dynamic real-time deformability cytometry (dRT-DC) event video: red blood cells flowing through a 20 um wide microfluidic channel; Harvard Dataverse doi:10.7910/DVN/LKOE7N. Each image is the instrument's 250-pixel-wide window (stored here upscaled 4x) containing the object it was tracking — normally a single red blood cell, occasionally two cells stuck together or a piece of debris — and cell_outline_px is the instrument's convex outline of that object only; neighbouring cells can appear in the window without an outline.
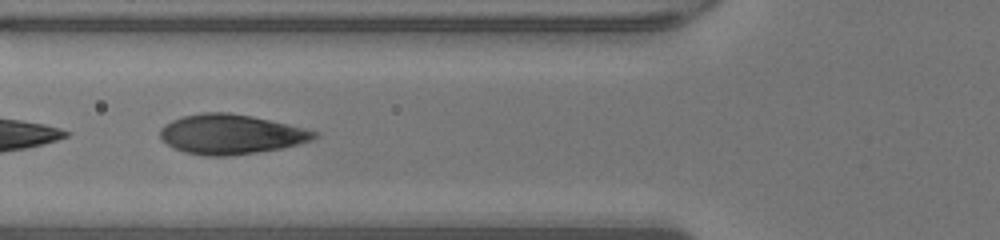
{"species": "human", "species_latin": "Homo sapiens", "temperature_condition": "warm", "stored_images_in_passage": 30, "camera_frame_rate_fps": 3000, "um_per_image_px": 0.085, "donor": {"sex": "male"}, "frame": {"image": 1, "passage_image": 17, "time_ms": 5.333, "image_size_px": [1000, 240], "cell_outline_px": [[320, 136], [312, 140], [300, 144], [280, 148], [256, 152], [228, 156], [208, 156], [184, 152], [172, 148], [160, 140], [160, 128], [164, 124], [180, 116], [200, 112], [228, 112], [252, 116], [304, 128], [320, 132]], "centroid_in_image_um": [19.59, 11.41], "position_along_channel_um": 106.2, "area_um2": 36.01}}
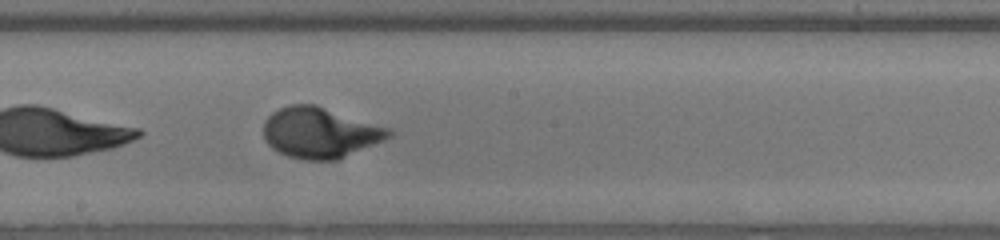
{"frame": {"image": 2, "passage_image": 25, "time_ms": 8.0, "image_size_px": [1000, 240], "cell_outline_px": [[392, 136], [384, 140], [336, 160], [304, 160], [288, 156], [272, 148], [264, 140], [264, 120], [272, 112], [288, 104], [316, 104], [392, 128]], "centroid_in_image_um": [27.21, 11.26], "position_along_channel_um": 221.0, "area_um2": 37.22}}
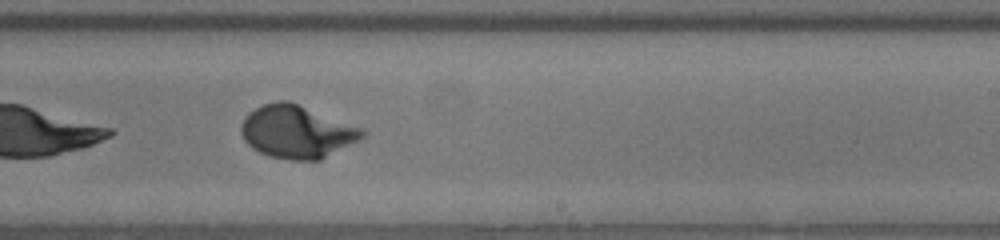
{"frame": {"image": 3, "passage_image": 28, "time_ms": 9.0, "image_size_px": [1000, 240], "cell_outline_px": [[368, 132], [364, 136], [320, 160], [292, 160], [268, 156], [252, 148], [244, 140], [240, 132], [240, 124], [244, 116], [248, 112], [264, 104], [276, 100], [288, 100], [364, 128]], "centroid_in_image_um": [25.2, 11.18], "position_along_channel_um": 263.8, "area_um2": 37.4}}